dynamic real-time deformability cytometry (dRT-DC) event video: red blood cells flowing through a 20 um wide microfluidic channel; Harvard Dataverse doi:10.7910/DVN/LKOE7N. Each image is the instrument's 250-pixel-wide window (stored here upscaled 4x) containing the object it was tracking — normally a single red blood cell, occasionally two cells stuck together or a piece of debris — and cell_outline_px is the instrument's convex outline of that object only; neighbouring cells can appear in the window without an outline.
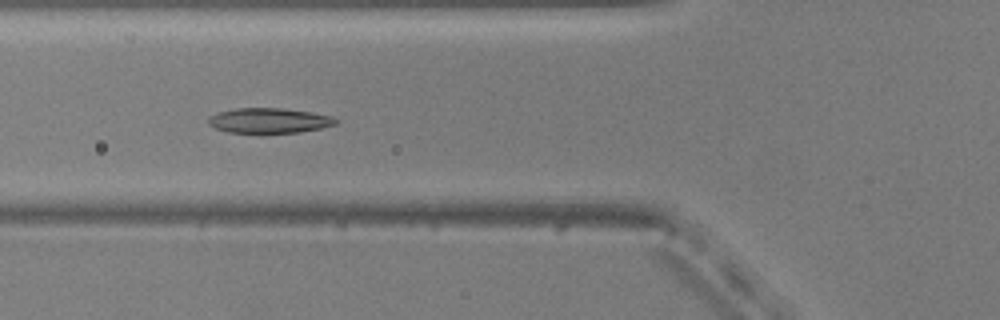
{"species": "common noctule bat (a hibernating species)", "species_latin": "Nyctalus noctula", "temperature_condition": "warm", "stored_images_in_passage": 40, "camera_frame_rate_fps": 3000, "um_per_image_px": 0.085, "animal": {"sex": "male", "body_mass_g": 20.5, "forearm_length_mm": 52.5}, "frame": {"image": 1, "passage_image": 6, "time_ms": 1.667, "image_size_px": [1000, 320], "cell_outline_px": [[340, 120], [336, 124], [320, 128], [300, 132], [228, 132], [216, 128], [208, 124], [208, 116], [216, 112], [236, 108], [280, 108], [308, 112], [332, 116]], "centroid_in_image_um": [22.85, 10.23], "position_along_channel_um": 103.0, "area_um2": 18.44}}
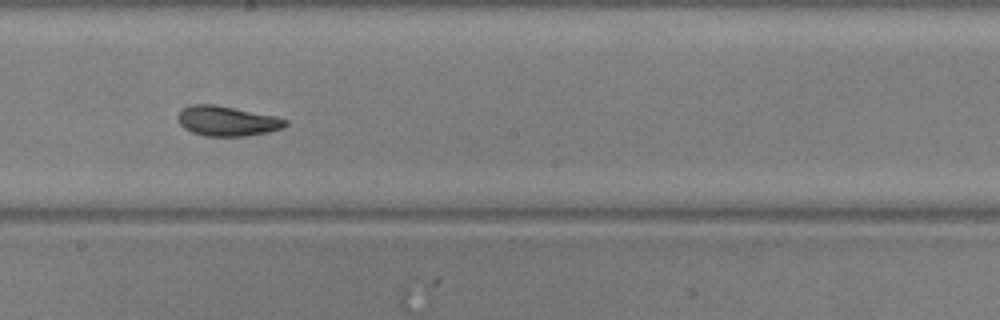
{"frame": {"image": 2, "passage_image": 16, "time_ms": 5.0, "image_size_px": [1000, 320], "cell_outline_px": [[288, 124], [284, 128], [268, 132], [244, 136], [204, 136], [192, 132], [184, 128], [180, 124], [176, 116], [184, 108], [192, 104], [212, 104], [276, 116], [288, 120]], "centroid_in_image_um": [19.31, 10.29], "position_along_channel_um": 228.9, "area_um2": 18.73}}
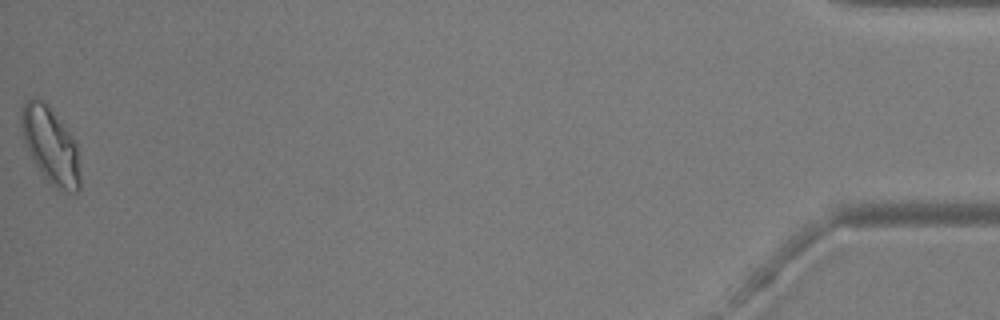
{"frame": {"image": 3, "passage_image": 40, "time_ms": 13.0, "image_size_px": [1000, 320], "cell_outline_px": [[80, 188], [76, 192], [68, 192], [56, 188], [44, 176], [36, 164], [24, 144], [20, 128], [20, 108], [32, 96], [48, 104], [76, 140], [80, 176]], "centroid_in_image_um": [4.28, 12.32], "position_along_channel_um": 430.9, "area_um2": 26.3}, "authors_computed_cell_mechanics": {"area_um2": 19.0162, "velocity_mm_per_s": 3.7639, "shape_relaxation_time_tau1_ms": 3.251, "shape_relaxation_time_tau2_ms": 1.7034, "deformation_change_tau1": 0.1435, "deformation_change_tau2": 0.0653}}